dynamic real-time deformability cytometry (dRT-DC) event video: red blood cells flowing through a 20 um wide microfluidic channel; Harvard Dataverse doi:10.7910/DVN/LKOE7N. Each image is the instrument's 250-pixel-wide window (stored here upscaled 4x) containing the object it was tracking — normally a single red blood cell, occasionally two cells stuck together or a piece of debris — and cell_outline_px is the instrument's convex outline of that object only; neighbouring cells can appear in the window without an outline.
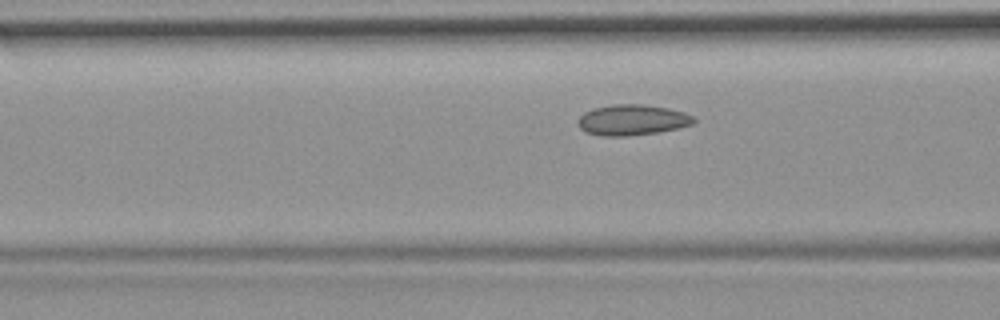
{"species": "common noctule bat (a hibernating species)", "species_latin": "Nyctalus noctula", "temperature_condition": "room temperature", "stored_images_in_passage": 14, "camera_frame_rate_fps": 3000, "um_per_image_px": 0.085, "animal": {"sex": "female", "body_mass_g": 19.9}, "frame": {"image": 1, "passage_image": 12, "time_ms": 3.667, "image_size_px": [1000, 320], "cell_outline_px": [[696, 120], [692, 124], [676, 128], [656, 132], [628, 136], [600, 136], [584, 132], [576, 124], [576, 120], [584, 112], [592, 108], [612, 104], [644, 104], [668, 108], [684, 112], [696, 116]], "centroid_in_image_um": [53.69, 10.19], "position_along_channel_um": 112.9, "area_um2": 20.98}}